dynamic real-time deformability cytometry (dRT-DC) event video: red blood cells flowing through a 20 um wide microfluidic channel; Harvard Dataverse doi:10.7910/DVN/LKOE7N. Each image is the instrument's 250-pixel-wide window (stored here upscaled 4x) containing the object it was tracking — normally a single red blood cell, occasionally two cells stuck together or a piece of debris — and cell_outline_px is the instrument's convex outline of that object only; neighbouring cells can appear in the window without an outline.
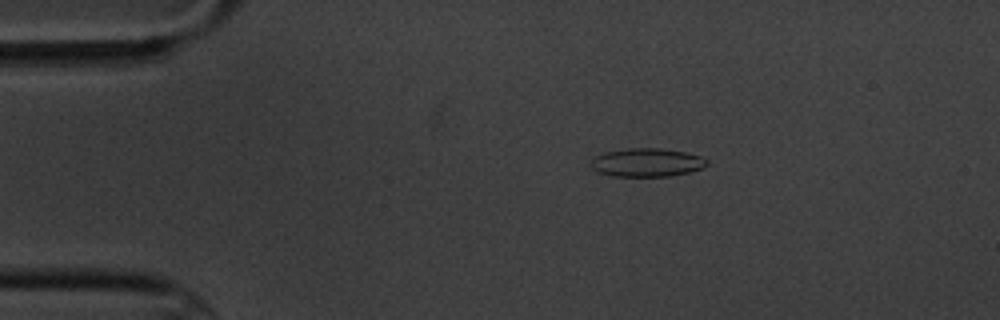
{"species": "common noctule bat (a hibernating species)", "species_latin": "Nyctalus noctula", "temperature_condition": "cold", "stored_images_in_passage": 5, "camera_frame_rate_fps": 3000, "um_per_image_px": 0.085, "animal": {"sex": "male", "body_mass_g": 20.1, "forearm_length_mm": 53.5}, "frame": {"image": 1, "passage_image": 3, "time_ms": 2.333, "image_size_px": [1000, 320], "cell_outline_px": [[708, 164], [700, 168], [688, 172], [668, 176], [612, 176], [600, 172], [592, 168], [592, 160], [596, 156], [604, 152], [628, 148], [660, 148], [684, 152], [700, 156], [708, 160]], "centroid_in_image_um": [54.98, 13.8], "position_along_channel_um": 30.0, "area_um2": 18.96}}